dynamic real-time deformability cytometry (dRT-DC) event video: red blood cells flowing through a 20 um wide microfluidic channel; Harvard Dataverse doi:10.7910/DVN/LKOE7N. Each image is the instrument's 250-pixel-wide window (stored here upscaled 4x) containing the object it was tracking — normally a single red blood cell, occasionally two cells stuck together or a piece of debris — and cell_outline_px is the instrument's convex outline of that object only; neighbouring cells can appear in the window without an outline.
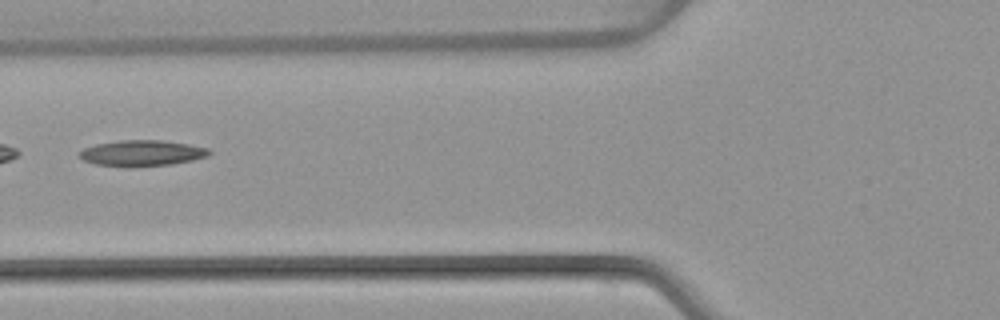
{"species": "common noctule bat (a hibernating species)", "species_latin": "Nyctalus noctula", "temperature_condition": "warm", "stored_images_in_passage": 4, "camera_frame_rate_fps": 3000, "um_per_image_px": 0.085, "animal": {"sex": "female", "body_mass_g": 22.7, "forearm_length_mm": 54.2}, "frame": {"image": 1, "passage_image": 4, "time_ms": 3.667, "image_size_px": [1000, 320], "cell_outline_px": [[212, 152], [208, 156], [192, 160], [172, 164], [128, 168], [96, 164], [84, 160], [80, 156], [80, 152], [84, 148], [96, 144], [120, 140], [160, 140], [188, 144], [208, 148]], "centroid_in_image_um": [12.08, 13.03], "position_along_channel_um": 113.7, "area_um2": 19.65}}